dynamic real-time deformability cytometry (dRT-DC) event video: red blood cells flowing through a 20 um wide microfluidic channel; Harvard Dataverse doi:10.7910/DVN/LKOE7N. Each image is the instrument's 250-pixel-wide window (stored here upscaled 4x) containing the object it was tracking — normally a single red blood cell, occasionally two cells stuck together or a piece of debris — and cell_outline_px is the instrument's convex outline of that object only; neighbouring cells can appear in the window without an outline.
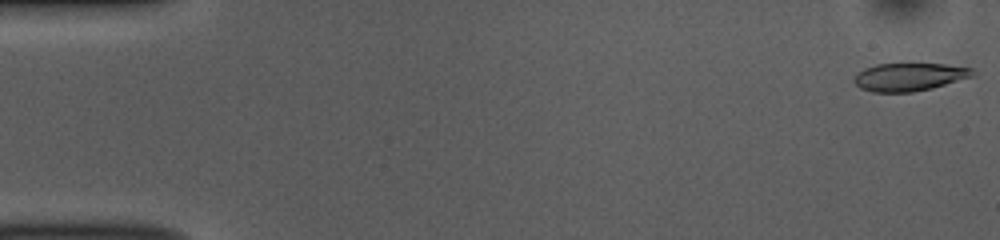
{"species": "common noctule bat (a hibernating species)", "species_latin": "Nyctalus noctula", "temperature_condition": "room temperature", "stored_images_in_passage": 51, "camera_frame_rate_fps": 3000, "um_per_image_px": 0.085, "animal": {"sex": "female", "body_mass_g": 10.0, "forearm_length_mm": 53.1}, "frame": {"image": 1, "passage_image": 1, "time_ms": 0.0, "image_size_px": [1000, 240], "cell_outline_px": [[976, 72], [972, 76], [932, 88], [912, 92], [872, 92], [860, 88], [852, 80], [864, 68], [876, 64], [944, 64], [972, 68]], "centroid_in_image_um": [77.28, 6.54], "position_along_channel_um": 7.7, "area_um2": 19.13}}
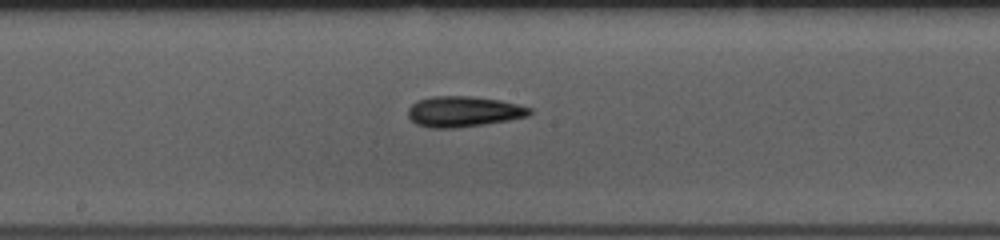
{"frame": {"image": 2, "passage_image": 27, "time_ms": 8.667, "image_size_px": [1000, 240], "cell_outline_px": [[532, 112], [528, 116], [508, 120], [484, 124], [456, 128], [428, 128], [416, 124], [408, 116], [408, 108], [416, 100], [432, 96], [472, 96], [500, 100], [532, 108]], "centroid_in_image_um": [39.37, 9.48], "position_along_channel_um": 208.8, "area_um2": 21.79}}
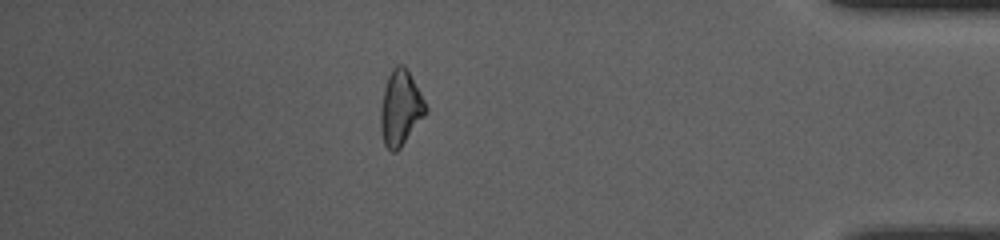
{"frame": {"image": 3, "passage_image": 45, "time_ms": 14.667, "image_size_px": [1000, 240], "cell_outline_px": [[428, 112], [400, 148], [396, 152], [392, 152], [384, 144], [380, 128], [380, 108], [384, 88], [388, 76], [392, 68], [396, 64], [404, 64], [408, 68], [428, 108]], "centroid_in_image_um": [34.04, 9.16], "position_along_channel_um": 401.2, "area_um2": 20.0}, "authors_computed_cell_mechanics": {"area_um2": 20.519, "velocity_mm_per_s": 3.8699, "shape_relaxation_time_tau1_ms": 2.9166, "shape_relaxation_time_tau2_ms": 4.255, "deformation_change_tau1": 0.1247, "deformation_change_tau2": 0.1253}}